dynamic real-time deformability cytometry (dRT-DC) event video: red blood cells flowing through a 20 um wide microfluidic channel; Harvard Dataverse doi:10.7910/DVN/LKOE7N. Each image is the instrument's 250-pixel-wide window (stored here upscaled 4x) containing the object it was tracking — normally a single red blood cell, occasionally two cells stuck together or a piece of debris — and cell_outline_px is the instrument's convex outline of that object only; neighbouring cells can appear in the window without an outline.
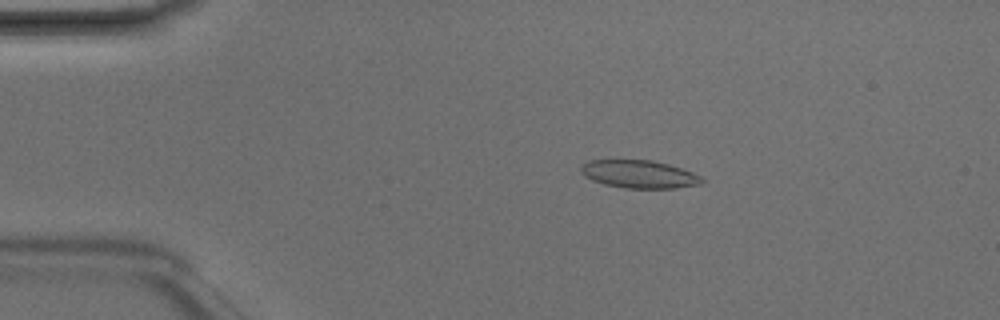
{"species": "Egyptian fruit bat (a non-hibernating species)", "species_latin": "Rousettus aegyptiacus", "temperature_condition": "room temperature", "stored_images_in_passage": 5, "camera_frame_rate_fps": 3000, "um_per_image_px": 0.085, "animal": {"sex": "male"}, "frame": {"image": 1, "passage_image": 3, "time_ms": 0.667, "image_size_px": [1000, 320], "cell_outline_px": [[704, 180], [700, 184], [676, 188], [624, 188], [604, 184], [592, 180], [584, 176], [580, 172], [580, 168], [588, 160], [652, 160], [668, 164], [704, 176]], "centroid_in_image_um": [54.33, 14.81], "position_along_channel_um": 30.7, "area_um2": 19.71}}
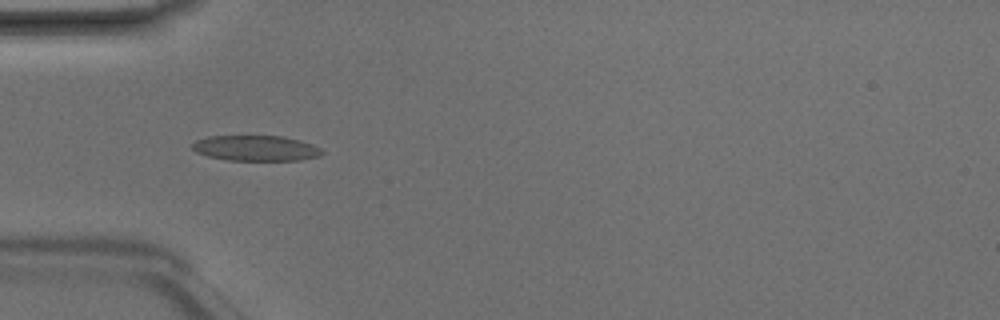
{"frame": {"image": 2, "passage_image": 5, "time_ms": 1.333, "image_size_px": [1000, 320], "cell_outline_px": [[324, 152], [320, 156], [300, 160], [228, 160], [208, 156], [196, 152], [192, 148], [192, 144], [196, 140], [208, 136], [284, 136], [300, 140], [312, 144], [320, 148]], "centroid_in_image_um": [21.76, 12.59], "position_along_channel_um": 63.2, "area_um2": 19.25}}